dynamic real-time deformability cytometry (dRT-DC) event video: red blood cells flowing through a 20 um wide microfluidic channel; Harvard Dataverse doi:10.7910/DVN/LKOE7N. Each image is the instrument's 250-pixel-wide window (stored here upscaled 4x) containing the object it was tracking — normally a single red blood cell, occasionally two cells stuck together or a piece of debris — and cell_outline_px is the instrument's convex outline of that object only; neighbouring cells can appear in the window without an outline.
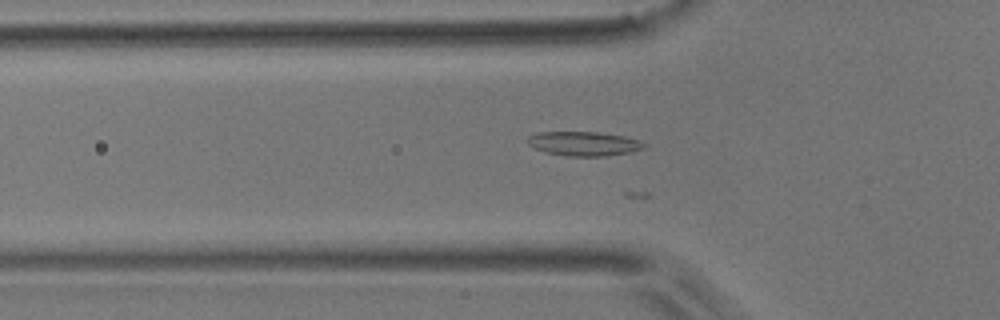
{"species": "common noctule bat (a hibernating species)", "species_latin": "Nyctalus noctula", "temperature_condition": "room temperature", "stored_images_in_passage": 17, "camera_frame_rate_fps": 3000, "um_per_image_px": 0.085, "animal": {"sex": "male", "body_mass_g": 17.9}, "frame": {"image": 1, "passage_image": 11, "time_ms": 3.333, "image_size_px": [1000, 320], "cell_outline_px": [[644, 148], [632, 152], [604, 156], [568, 156], [548, 152], [536, 148], [528, 144], [528, 136], [536, 132], [596, 132], [624, 136], [640, 140], [644, 144]], "centroid_in_image_um": [49.64, 12.2], "position_along_channel_um": 76.2, "area_um2": 16.3}}
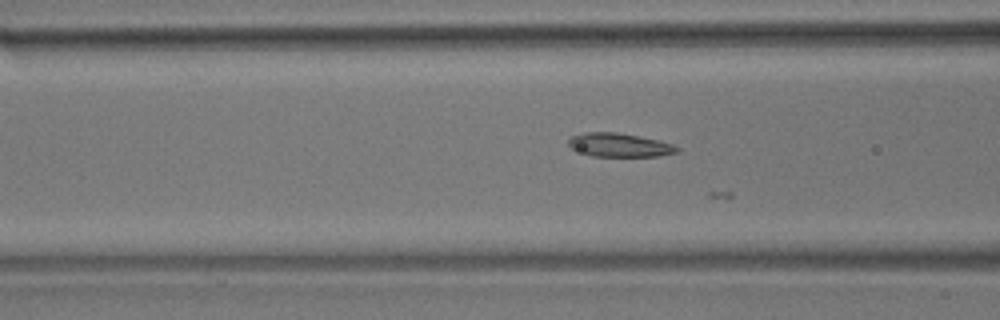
{"frame": {"image": 2, "passage_image": 14, "time_ms": 4.333, "image_size_px": [1000, 320], "cell_outline_px": [[680, 152], [660, 156], [592, 156], [572, 148], [568, 144], [568, 140], [572, 136], [588, 132], [616, 132], [656, 140], [672, 144], [680, 148]], "centroid_in_image_um": [52.68, 12.33], "position_along_channel_um": 113.9, "area_um2": 14.74}}